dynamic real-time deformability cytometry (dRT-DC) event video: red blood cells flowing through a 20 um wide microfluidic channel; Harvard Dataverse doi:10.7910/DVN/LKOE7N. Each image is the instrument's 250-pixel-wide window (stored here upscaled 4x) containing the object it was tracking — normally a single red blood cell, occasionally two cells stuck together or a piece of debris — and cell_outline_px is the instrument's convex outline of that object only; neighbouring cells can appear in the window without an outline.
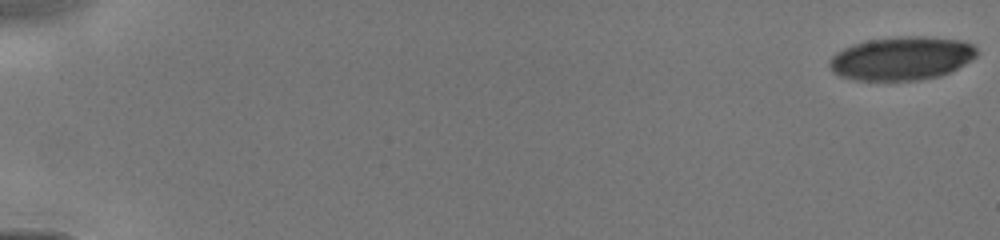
{"species": "human", "species_latin": "Homo sapiens", "temperature_condition": "cold", "stored_images_in_passage": 47, "camera_frame_rate_fps": 3000, "um_per_image_px": 0.085, "donor": {"sex": "male"}, "frame": {"image": 1, "passage_image": 1, "time_ms": 0.0, "image_size_px": [1000, 240], "cell_outline_px": [[980, 52], [976, 56], [964, 64], [940, 76], [920, 80], [856, 80], [840, 76], [832, 72], [828, 64], [828, 60], [836, 52], [852, 44], [868, 40], [900, 36], [924, 36], [960, 40], [972, 44]], "centroid_in_image_um": [76.62, 4.96], "position_along_channel_um": 8.4, "area_um2": 37.45}}
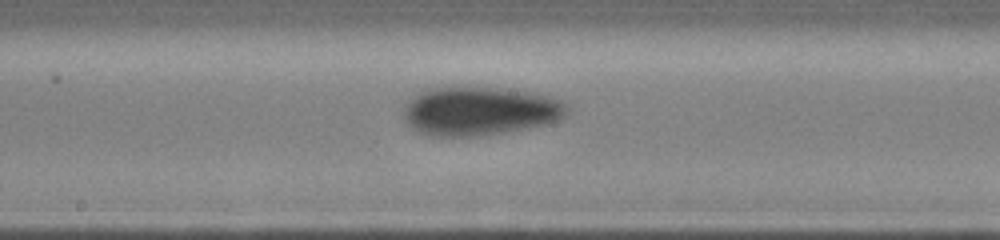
{"frame": {"image": 2, "passage_image": 27, "time_ms": 8.667, "image_size_px": [1000, 240], "cell_outline_px": [[568, 108], [556, 120], [548, 124], [496, 132], [468, 136], [440, 136], [420, 132], [404, 116], [404, 104], [408, 100], [420, 92], [428, 88], [452, 84], [464, 84], [528, 92], [548, 96], [560, 100]], "centroid_in_image_um": [40.7, 9.37], "position_along_channel_um": 207.5, "area_um2": 45.89}}
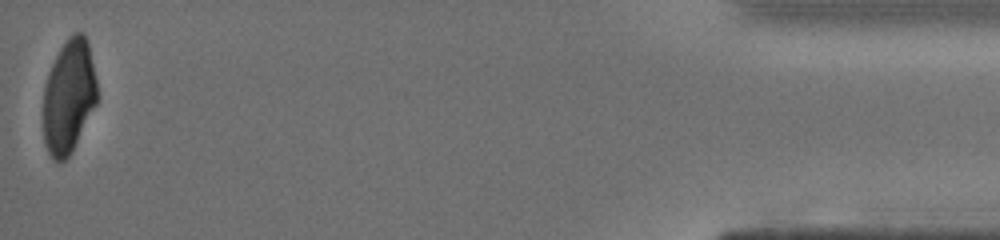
{"frame": {"image": 3, "passage_image": 47, "time_ms": 15.333, "image_size_px": [1000, 240], "cell_outline_px": [[96, 104], [72, 152], [64, 160], [52, 160], [44, 144], [44, 84], [48, 72], [60, 48], [68, 36], [76, 32], [84, 32], [88, 40], [96, 80]], "centroid_in_image_um": [5.84, 8.18], "position_along_channel_um": 429.4, "area_um2": 35.66}}